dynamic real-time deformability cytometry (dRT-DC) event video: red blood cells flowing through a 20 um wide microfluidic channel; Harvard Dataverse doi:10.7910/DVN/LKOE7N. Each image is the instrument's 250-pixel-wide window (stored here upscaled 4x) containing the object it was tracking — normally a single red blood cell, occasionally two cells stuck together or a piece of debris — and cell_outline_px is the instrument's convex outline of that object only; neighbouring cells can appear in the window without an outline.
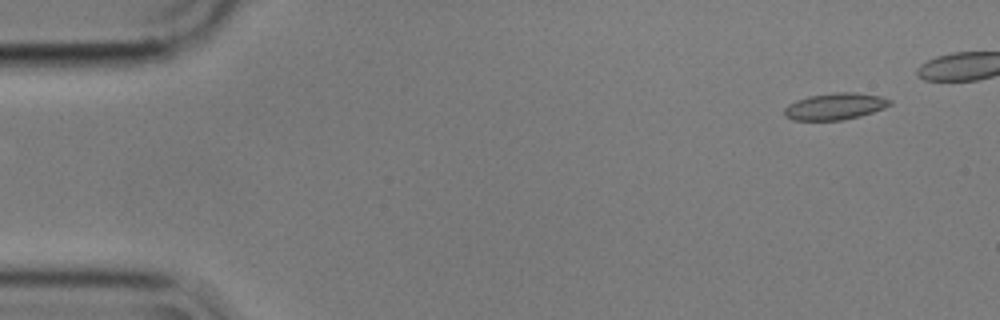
{"species": "common noctule bat (a hibernating species)", "species_latin": "Nyctalus noctula", "temperature_condition": "cold", "stored_images_in_passage": 4, "camera_frame_rate_fps": 3000, "um_per_image_px": 0.085, "animal": {"sex": "male", "body_mass_g": 17.9}, "frame": {"image": 1, "passage_image": 1, "time_ms": 0.0, "image_size_px": [1000, 320], "cell_outline_px": [[892, 104], [884, 108], [860, 116], [840, 120], [792, 120], [784, 116], [784, 108], [788, 104], [796, 100], [808, 96], [836, 92], [856, 92], [880, 96], [892, 100]], "centroid_in_image_um": [70.97, 9.03], "position_along_channel_um": 14.0, "area_um2": 16.47}}
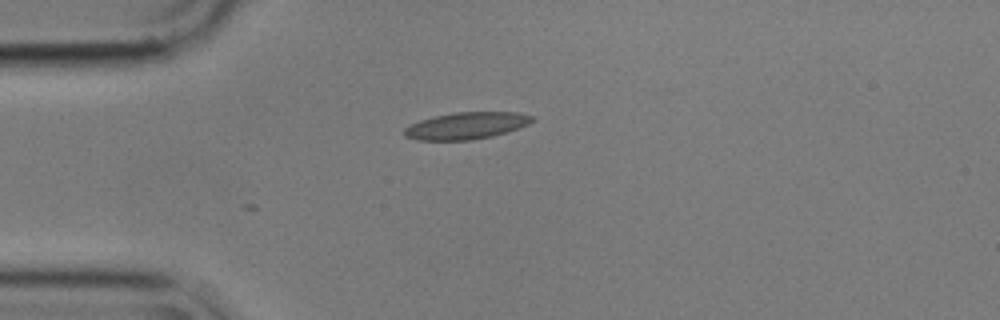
{"frame": {"image": 2, "passage_image": 4, "time_ms": 1.0, "image_size_px": [1000, 320], "cell_outline_px": [[536, 120], [520, 128], [508, 132], [492, 136], [472, 140], [416, 140], [404, 136], [404, 128], [420, 120], [436, 116], [456, 112], [516, 112], [536, 116]], "centroid_in_image_um": [39.7, 10.68], "position_along_channel_um": 45.3, "area_um2": 20.17}}